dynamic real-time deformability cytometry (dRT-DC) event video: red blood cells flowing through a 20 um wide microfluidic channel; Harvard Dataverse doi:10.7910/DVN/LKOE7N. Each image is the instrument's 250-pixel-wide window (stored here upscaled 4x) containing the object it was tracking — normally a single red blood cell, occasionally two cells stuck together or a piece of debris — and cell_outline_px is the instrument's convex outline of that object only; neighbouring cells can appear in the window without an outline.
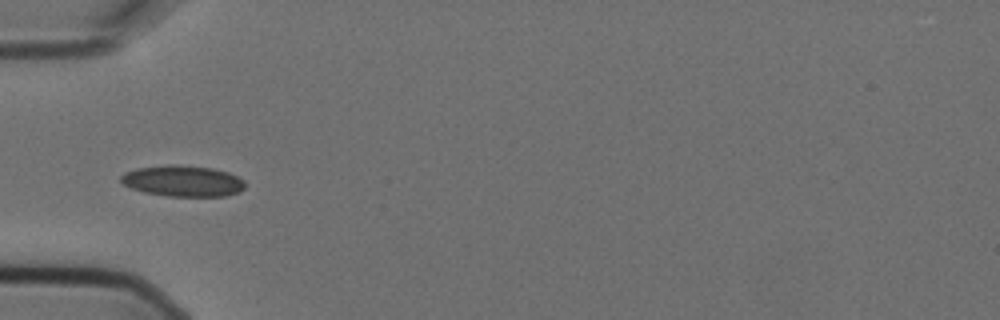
{"species": "Egyptian fruit bat (a non-hibernating species)", "species_latin": "Rousettus aegyptiacus", "temperature_condition": "cold", "stored_images_in_passage": 5, "camera_frame_rate_fps": 3000, "um_per_image_px": 0.085, "animal": {"sex": "female"}, "frame": {"image": 1, "passage_image": 5, "time_ms": 1.333, "image_size_px": [1000, 320], "cell_outline_px": [[244, 188], [240, 192], [224, 196], [168, 196], [144, 192], [132, 188], [124, 184], [120, 180], [120, 176], [124, 172], [136, 168], [168, 164], [176, 164], [212, 168], [228, 172], [244, 180]], "centroid_in_image_um": [15.53, 15.37], "position_along_channel_um": 69.5, "area_um2": 22.54}}